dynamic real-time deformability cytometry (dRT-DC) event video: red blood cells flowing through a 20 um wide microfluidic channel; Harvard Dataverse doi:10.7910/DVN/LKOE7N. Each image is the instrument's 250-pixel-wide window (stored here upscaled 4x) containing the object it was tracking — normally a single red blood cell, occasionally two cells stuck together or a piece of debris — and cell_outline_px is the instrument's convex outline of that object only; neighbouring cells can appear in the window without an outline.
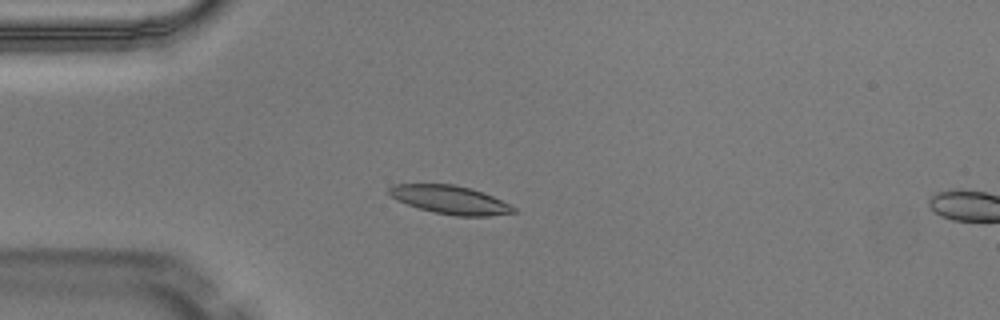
{"species": "Egyptian fruit bat (a non-hibernating species)", "species_latin": "Rousettus aegyptiacus", "temperature_condition": "warm", "stored_images_in_passage": 4, "camera_frame_rate_fps": 3000, "um_per_image_px": 0.085, "animal": {"sex": "male"}, "frame": {"image": 1, "passage_image": 4, "time_ms": 1.0, "image_size_px": [1000, 320], "cell_outline_px": [[516, 212], [488, 216], [456, 216], [436, 212], [420, 208], [396, 200], [388, 192], [388, 188], [392, 184], [452, 184], [468, 188], [492, 196], [516, 208]], "centroid_in_image_um": [38.23, 16.98], "position_along_channel_um": 46.8, "area_um2": 20.17}}